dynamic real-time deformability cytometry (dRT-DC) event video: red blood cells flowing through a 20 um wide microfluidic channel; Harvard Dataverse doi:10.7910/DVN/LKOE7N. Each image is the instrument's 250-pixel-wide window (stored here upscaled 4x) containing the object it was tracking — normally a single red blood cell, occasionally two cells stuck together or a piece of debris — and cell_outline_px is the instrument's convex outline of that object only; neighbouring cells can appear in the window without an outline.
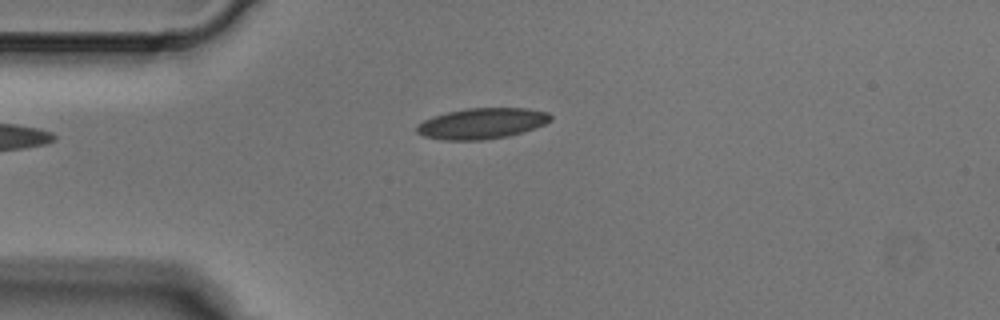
{"species": "Egyptian fruit bat (a non-hibernating species)", "species_latin": "Rousettus aegyptiacus", "temperature_condition": "cold", "stored_images_in_passage": 3, "camera_frame_rate_fps": 3000, "um_per_image_px": 0.085, "animal": {"sex": "male"}, "frame": {"image": 1, "passage_image": 3, "time_ms": 0.667, "image_size_px": [1000, 320], "cell_outline_px": [[552, 120], [544, 124], [508, 136], [480, 140], [444, 140], [424, 136], [416, 132], [416, 128], [424, 120], [432, 116], [448, 112], [468, 108], [528, 108], [548, 112], [552, 116]], "centroid_in_image_um": [40.96, 10.48], "position_along_channel_um": 44.0, "area_um2": 23.81}}